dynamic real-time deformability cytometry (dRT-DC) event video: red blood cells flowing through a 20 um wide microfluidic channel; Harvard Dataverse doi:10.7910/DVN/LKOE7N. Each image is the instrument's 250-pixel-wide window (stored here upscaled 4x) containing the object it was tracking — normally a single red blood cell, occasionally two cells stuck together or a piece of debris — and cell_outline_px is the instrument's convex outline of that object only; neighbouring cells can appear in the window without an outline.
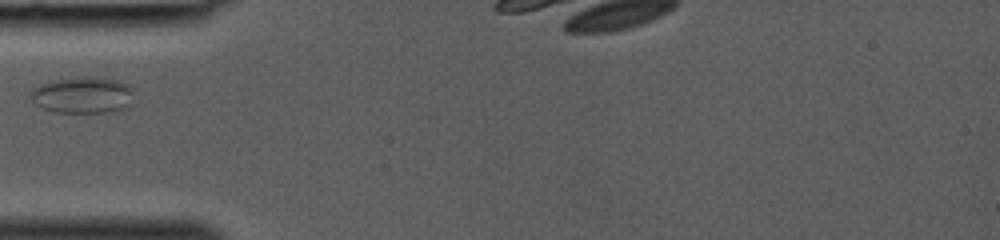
{"species": "common noctule bat (a hibernating species)", "species_latin": "Nyctalus noctula", "temperature_condition": "room temperature", "stored_images_in_passage": 6, "camera_frame_rate_fps": 3000, "um_per_image_px": 0.085, "animal": {"sex": "female", "body_mass_g": 19.0, "forearm_length_mm": 53.3}, "frame": {"image": 1, "passage_image": 1, "time_ms": 0.0, "image_size_px": [1000, 240], "cell_outline_px": [[136, 92], [132, 104], [124, 108], [112, 112], [56, 112], [44, 108], [36, 104], [28, 96], [40, 84], [52, 80], [80, 76], [100, 76], [120, 80], [128, 84]], "centroid_in_image_um": [7.12, 8.05], "position_along_channel_um": 77.9, "area_um2": 22.48}}
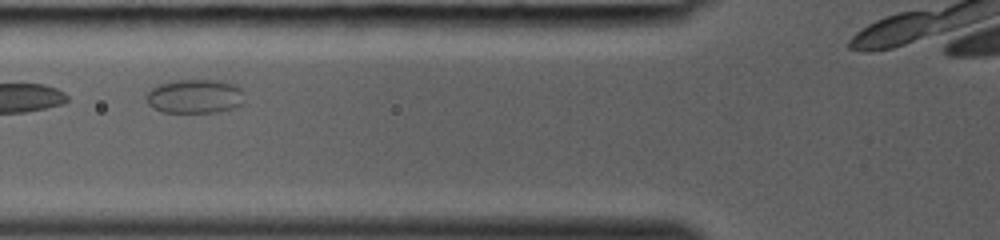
{"frame": {"image": 2, "passage_image": 3, "time_ms": 0.667, "image_size_px": [1000, 240], "cell_outline_px": [[244, 100], [240, 104], [232, 108], [216, 112], [164, 112], [152, 108], [144, 100], [144, 96], [152, 88], [160, 84], [176, 80], [224, 80], [236, 84], [240, 88]], "centroid_in_image_um": [16.53, 8.18], "position_along_channel_um": 109.3, "area_um2": 19.59}}